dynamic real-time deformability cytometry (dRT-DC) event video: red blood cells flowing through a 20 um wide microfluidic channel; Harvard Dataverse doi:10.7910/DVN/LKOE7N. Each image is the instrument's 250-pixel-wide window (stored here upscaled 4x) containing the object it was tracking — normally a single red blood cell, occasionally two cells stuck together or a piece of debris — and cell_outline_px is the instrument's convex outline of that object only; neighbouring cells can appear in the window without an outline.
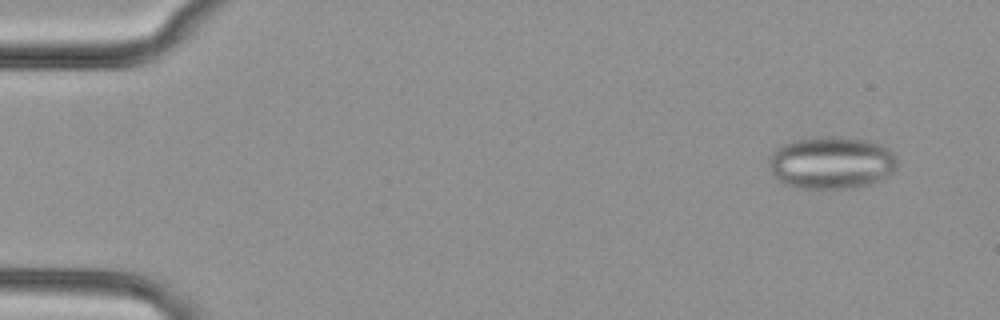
{"species": "common noctule bat (a hibernating species)", "species_latin": "Nyctalus noctula", "temperature_condition": "cold", "stored_images_in_passage": 52, "camera_frame_rate_fps": 3000, "um_per_image_px": 0.085, "animal": {"sex": "female", "body_mass_g": 29.2, "forearm_length_mm": 56.3}, "frame": {"image": 1, "passage_image": 4, "time_ms": 1.0, "image_size_px": [1000, 320], "cell_outline_px": [[896, 168], [884, 180], [872, 184], [856, 188], [800, 188], [784, 184], [776, 180], [772, 172], [768, 160], [772, 152], [776, 148], [792, 140], [820, 136], [840, 136], [868, 140], [884, 144], [896, 156]], "centroid_in_image_um": [70.69, 13.82], "position_along_channel_um": 14.3, "area_um2": 39.94}}
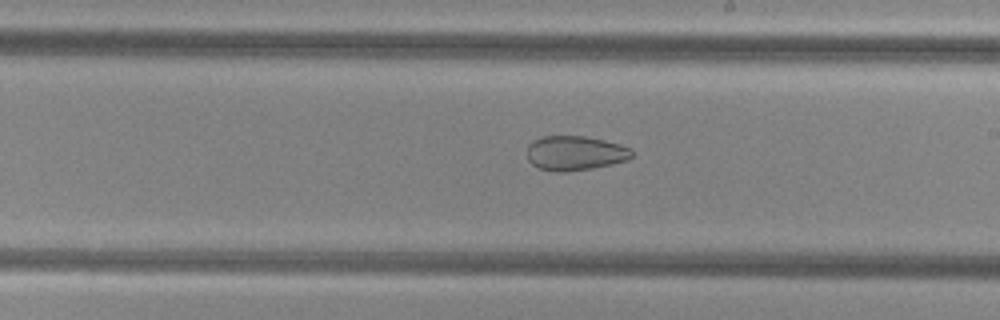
{"frame": {"image": 2, "passage_image": 30, "time_ms": 9.667, "image_size_px": [1000, 320], "cell_outline_px": [[632, 156], [628, 160], [612, 164], [592, 168], [568, 172], [556, 172], [540, 168], [532, 164], [528, 160], [528, 144], [532, 140], [544, 136], [584, 136], [604, 140], [620, 144], [632, 148]], "centroid_in_image_um": [48.89, 13.01], "position_along_channel_um": 240.1, "area_um2": 21.21}}
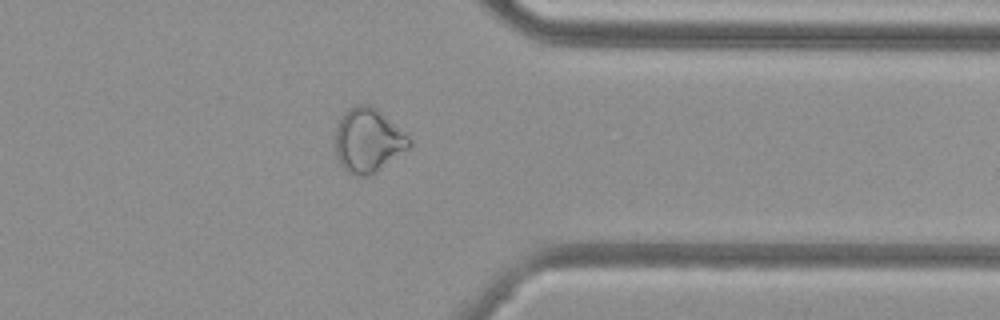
{"frame": {"image": 3, "passage_image": 41, "time_ms": 13.333, "image_size_px": [1000, 320], "cell_outline_px": [[412, 144], [408, 148], [372, 176], [352, 176], [340, 164], [336, 156], [332, 132], [340, 116], [348, 108], [356, 104], [372, 104], [408, 136], [412, 140]], "centroid_in_image_um": [31.22, 11.93], "position_along_channel_um": 380.2, "area_um2": 28.32}}